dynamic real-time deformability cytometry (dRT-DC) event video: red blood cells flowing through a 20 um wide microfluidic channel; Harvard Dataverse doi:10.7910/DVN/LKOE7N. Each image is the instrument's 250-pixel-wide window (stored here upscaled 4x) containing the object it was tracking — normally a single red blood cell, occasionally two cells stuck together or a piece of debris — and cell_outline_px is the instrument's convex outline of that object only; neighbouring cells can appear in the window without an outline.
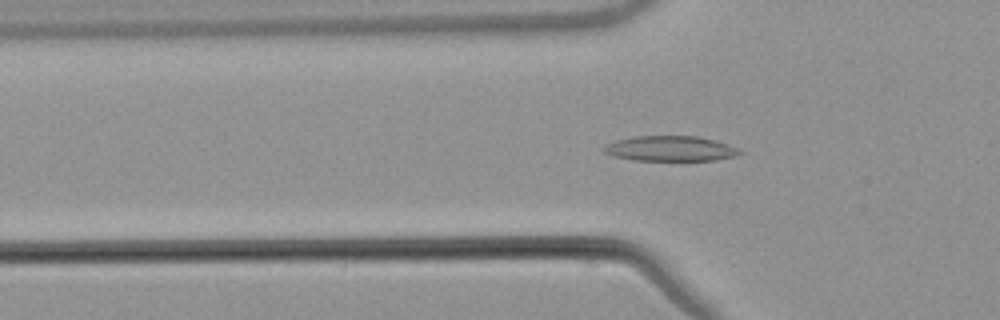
{"species": "common noctule bat (a hibernating species)", "species_latin": "Nyctalus noctula", "temperature_condition": "warm", "stored_images_in_passage": 55, "camera_frame_rate_fps": 3000, "um_per_image_px": 0.085, "animal": {"sex": "male", "body_mass_g": 21.5, "forearm_length_mm": 52.0}, "frame": {"image": 1, "passage_image": 19, "time_ms": 6.0, "image_size_px": [1000, 320], "cell_outline_px": [[744, 152], [736, 156], [716, 160], [636, 160], [612, 156], [604, 152], [604, 148], [608, 144], [616, 140], [636, 136], [700, 136], [716, 140], [728, 144]], "centroid_in_image_um": [57.02, 12.62], "position_along_channel_um": 68.8, "area_um2": 19.88}}
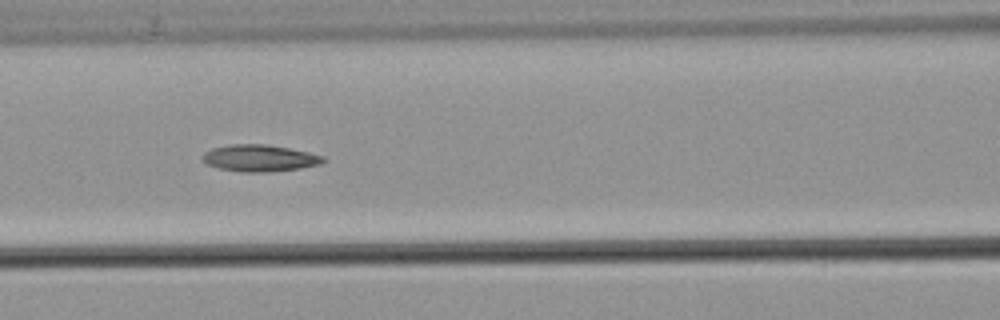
{"frame": {"image": 2, "passage_image": 25, "time_ms": 8.0, "image_size_px": [1000, 320], "cell_outline_px": [[324, 160], [320, 164], [300, 168], [268, 172], [244, 172], [220, 168], [208, 164], [204, 160], [204, 152], [212, 148], [228, 144], [264, 144], [288, 148], [308, 152], [324, 156]], "centroid_in_image_um": [22.07, 13.43], "position_along_channel_um": 144.5, "area_um2": 18.55}}
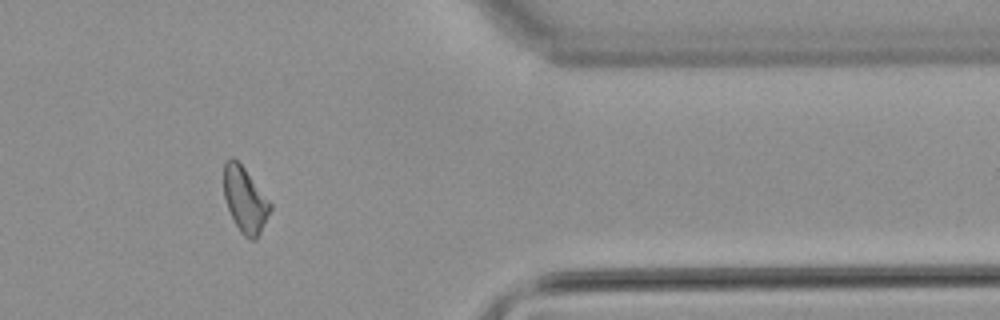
{"frame": {"image": 3, "passage_image": 46, "time_ms": 15.0, "image_size_px": [1000, 320], "cell_outline_px": [[272, 208], [256, 240], [252, 240], [244, 236], [240, 232], [228, 208], [224, 196], [224, 164], [232, 156], [244, 168], [272, 204]], "centroid_in_image_um": [20.83, 17.0], "position_along_channel_um": 390.6, "area_um2": 17.34}, "authors_computed_cell_mechanics": {"area_um2": 18.3226, "velocity_mm_per_s": 3.8047, "shape_relaxation_time_tau1_ms": null, "shape_relaxation_time_tau2_ms": 5.9032, "deformation_change_tau1": null, "deformation_change_tau2": 0.1325}}